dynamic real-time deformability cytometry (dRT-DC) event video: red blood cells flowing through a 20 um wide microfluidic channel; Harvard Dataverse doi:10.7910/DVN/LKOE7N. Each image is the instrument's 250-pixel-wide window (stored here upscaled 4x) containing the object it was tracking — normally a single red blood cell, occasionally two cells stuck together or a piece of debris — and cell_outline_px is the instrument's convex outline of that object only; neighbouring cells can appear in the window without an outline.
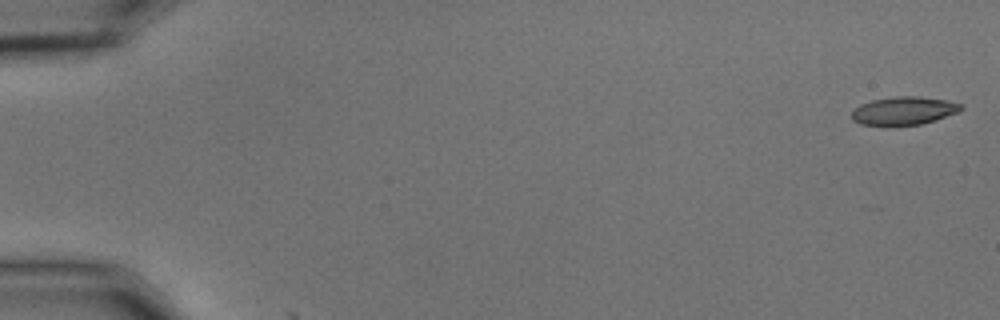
{"species": "common noctule bat (a hibernating species)", "species_latin": "Nyctalus noctula", "temperature_condition": "cold", "stored_images_in_passage": 2, "camera_frame_rate_fps": 3000, "um_per_image_px": 0.085, "animal": {"sex": "male", "body_mass_g": 15.6}, "frame": {"image": 1, "passage_image": 1, "time_ms": 0.0, "image_size_px": [1000, 320], "cell_outline_px": [[964, 108], [960, 112], [936, 120], [920, 124], [888, 128], [860, 124], [852, 120], [852, 112], [860, 104], [872, 100], [896, 96], [916, 96], [948, 100], [964, 104]], "centroid_in_image_um": [76.84, 9.45], "position_along_channel_um": 8.2, "area_um2": 18.67}}